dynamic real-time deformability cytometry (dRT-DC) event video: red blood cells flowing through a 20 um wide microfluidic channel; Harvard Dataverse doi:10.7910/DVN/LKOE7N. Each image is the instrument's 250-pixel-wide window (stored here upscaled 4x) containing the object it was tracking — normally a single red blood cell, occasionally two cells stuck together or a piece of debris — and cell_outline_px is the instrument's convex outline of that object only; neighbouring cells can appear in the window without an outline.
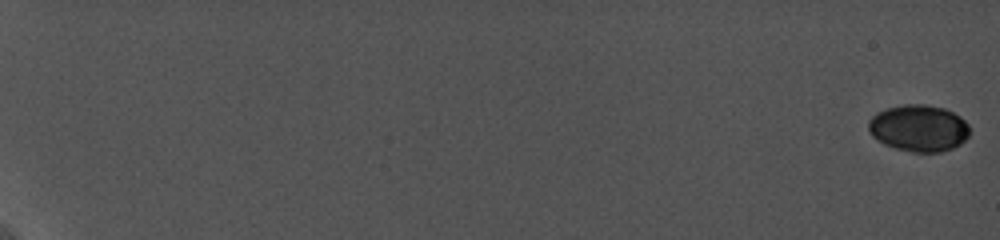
{"species": "common noctule bat (a hibernating species)", "species_latin": "Nyctalus noctula", "temperature_condition": "cold", "stored_images_in_passage": 8, "camera_frame_rate_fps": 5000, "um_per_image_px": 0.085, "animal": {"sex": "female", "body_mass_g": 19.0, "forearm_length_mm": 56.7}, "frame": {"image": 1, "passage_image": 1, "time_ms": 0.0, "image_size_px": [1000, 240], "cell_outline_px": [[968, 136], [960, 144], [952, 148], [940, 152], [912, 152], [896, 148], [884, 144], [876, 140], [872, 136], [868, 128], [868, 120], [876, 112], [888, 108], [904, 104], [924, 104], [944, 108], [960, 116], [968, 124]], "centroid_in_image_um": [78.07, 10.89], "position_along_channel_um": 6.9, "area_um2": 27.57}}
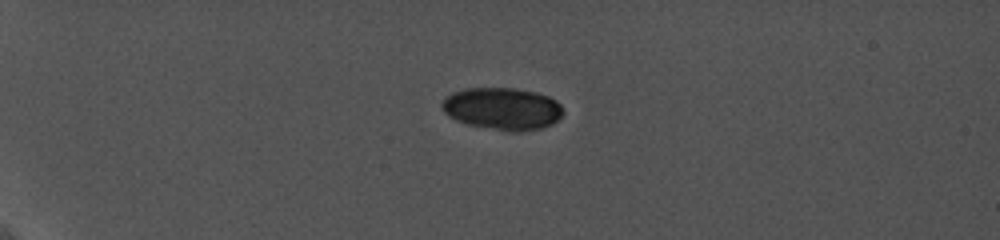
{"frame": {"image": 2, "passage_image": 6, "time_ms": 6.0, "image_size_px": [1000, 240], "cell_outline_px": [[564, 112], [552, 124], [540, 128], [520, 132], [512, 132], [468, 124], [456, 120], [448, 116], [440, 108], [440, 104], [444, 96], [452, 92], [464, 88], [516, 88], [536, 92], [548, 96], [556, 100], [560, 104]], "centroid_in_image_um": [42.67, 9.22], "position_along_channel_um": 42.3, "area_um2": 30.06}}